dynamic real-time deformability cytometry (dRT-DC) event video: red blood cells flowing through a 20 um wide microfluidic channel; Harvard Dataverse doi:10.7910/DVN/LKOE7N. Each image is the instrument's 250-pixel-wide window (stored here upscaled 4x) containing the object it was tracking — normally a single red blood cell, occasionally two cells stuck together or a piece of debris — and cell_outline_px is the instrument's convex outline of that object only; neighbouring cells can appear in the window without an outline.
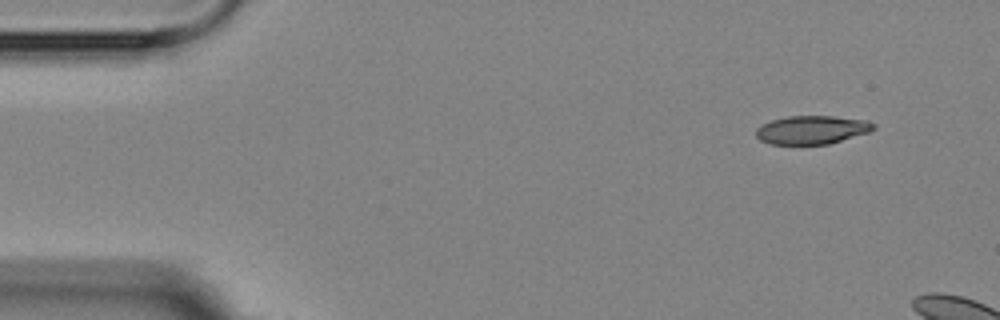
{"species": "Egyptian fruit bat (a non-hibernating species)", "species_latin": "Rousettus aegyptiacus", "temperature_condition": "room temperature", "stored_images_in_passage": 3, "camera_frame_rate_fps": 3000, "um_per_image_px": 0.085, "animal": {"sex": "female"}, "frame": {"image": 1, "passage_image": 1, "time_ms": 0.0, "image_size_px": [1000, 320], "cell_outline_px": [[876, 128], [868, 132], [828, 144], [768, 144], [760, 140], [756, 136], [756, 128], [760, 124], [772, 120], [788, 116], [832, 116], [868, 120], [876, 124]], "centroid_in_image_um": [68.99, 11.03], "position_along_channel_um": 16.0, "area_um2": 19.54}}